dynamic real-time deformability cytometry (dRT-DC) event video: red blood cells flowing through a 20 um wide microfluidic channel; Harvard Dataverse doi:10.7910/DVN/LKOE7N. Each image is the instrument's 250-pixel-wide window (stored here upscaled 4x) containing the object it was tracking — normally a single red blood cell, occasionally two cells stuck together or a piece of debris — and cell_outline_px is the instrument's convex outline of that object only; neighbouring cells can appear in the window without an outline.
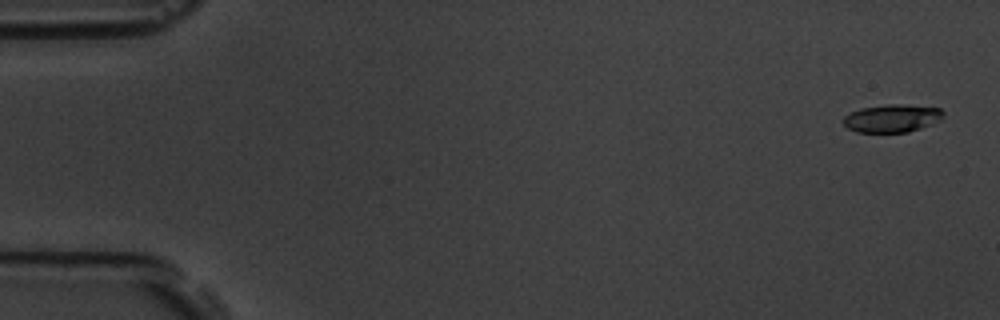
{"species": "common noctule bat (a hibernating species)", "species_latin": "Nyctalus noctula", "temperature_condition": "room temperature", "stored_images_in_passage": 5, "camera_frame_rate_fps": 3000, "um_per_image_px": 0.085, "animal": {"sex": "male", "body_mass_g": 19.5, "forearm_length_mm": 54.6}, "frame": {"image": 1, "passage_image": 1, "time_ms": 0.0, "image_size_px": [1000, 320], "cell_outline_px": [[944, 116], [940, 120], [920, 128], [908, 132], [856, 132], [848, 128], [844, 124], [844, 116], [860, 108], [888, 104], [900, 104], [940, 108], [944, 112]], "centroid_in_image_um": [75.83, 10.05], "position_along_channel_um": 9.2, "area_um2": 16.13}}
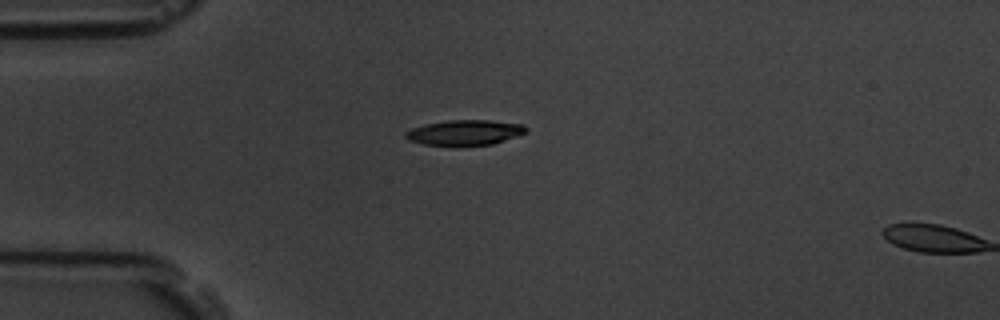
{"frame": {"image": 2, "passage_image": 4, "time_ms": 4.333, "image_size_px": [1000, 320], "cell_outline_px": [[528, 128], [524, 132], [504, 140], [492, 144], [424, 144], [408, 140], [404, 136], [404, 132], [412, 128], [428, 124], [448, 120], [488, 120], [524, 124]], "centroid_in_image_um": [39.49, 11.24], "position_along_channel_um": 45.5, "area_um2": 17.11}}